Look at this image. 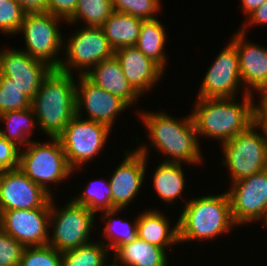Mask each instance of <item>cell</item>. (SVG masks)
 Listing matches in <instances>:
<instances>
[{"instance_id": "b9f144b4", "label": "cell", "mask_w": 267, "mask_h": 266, "mask_svg": "<svg viewBox=\"0 0 267 266\" xmlns=\"http://www.w3.org/2000/svg\"><path fill=\"white\" fill-rule=\"evenodd\" d=\"M260 220L263 221V223H264L263 225H265V227H267V206H266L265 212H264V214Z\"/></svg>"}, {"instance_id": "ba28073f", "label": "cell", "mask_w": 267, "mask_h": 266, "mask_svg": "<svg viewBox=\"0 0 267 266\" xmlns=\"http://www.w3.org/2000/svg\"><path fill=\"white\" fill-rule=\"evenodd\" d=\"M221 147L231 183L267 169V139L254 124Z\"/></svg>"}, {"instance_id": "3957f363", "label": "cell", "mask_w": 267, "mask_h": 266, "mask_svg": "<svg viewBox=\"0 0 267 266\" xmlns=\"http://www.w3.org/2000/svg\"><path fill=\"white\" fill-rule=\"evenodd\" d=\"M52 69L31 100L38 129L48 138H57L76 115V78Z\"/></svg>"}, {"instance_id": "e0dca14e", "label": "cell", "mask_w": 267, "mask_h": 266, "mask_svg": "<svg viewBox=\"0 0 267 266\" xmlns=\"http://www.w3.org/2000/svg\"><path fill=\"white\" fill-rule=\"evenodd\" d=\"M124 160L116 167L110 177L111 204L113 209L127 208L140 192L146 177L148 159L136 148L124 152Z\"/></svg>"}, {"instance_id": "d4e9b609", "label": "cell", "mask_w": 267, "mask_h": 266, "mask_svg": "<svg viewBox=\"0 0 267 266\" xmlns=\"http://www.w3.org/2000/svg\"><path fill=\"white\" fill-rule=\"evenodd\" d=\"M0 122L6 124L5 130L0 129V135L19 149L22 144L26 147L32 141L30 136L38 126L32 107L4 112L0 114Z\"/></svg>"}, {"instance_id": "7bdbcfd3", "label": "cell", "mask_w": 267, "mask_h": 266, "mask_svg": "<svg viewBox=\"0 0 267 266\" xmlns=\"http://www.w3.org/2000/svg\"><path fill=\"white\" fill-rule=\"evenodd\" d=\"M106 266H118V265L112 261V263H108Z\"/></svg>"}, {"instance_id": "ac0fdd59", "label": "cell", "mask_w": 267, "mask_h": 266, "mask_svg": "<svg viewBox=\"0 0 267 266\" xmlns=\"http://www.w3.org/2000/svg\"><path fill=\"white\" fill-rule=\"evenodd\" d=\"M245 37L246 34L239 30L230 41L237 50L242 86L252 94L259 88L267 87V48L251 41L249 43Z\"/></svg>"}, {"instance_id": "603a6c76", "label": "cell", "mask_w": 267, "mask_h": 266, "mask_svg": "<svg viewBox=\"0 0 267 266\" xmlns=\"http://www.w3.org/2000/svg\"><path fill=\"white\" fill-rule=\"evenodd\" d=\"M142 19L127 13L113 12L101 26L113 50L134 46L140 33Z\"/></svg>"}, {"instance_id": "30bf717a", "label": "cell", "mask_w": 267, "mask_h": 266, "mask_svg": "<svg viewBox=\"0 0 267 266\" xmlns=\"http://www.w3.org/2000/svg\"><path fill=\"white\" fill-rule=\"evenodd\" d=\"M80 28L69 39L65 37L63 49L66 53H63L65 58L61 60L59 70L72 74L75 68L77 75H85L102 60L112 57L114 50L101 27Z\"/></svg>"}, {"instance_id": "9c48e42d", "label": "cell", "mask_w": 267, "mask_h": 266, "mask_svg": "<svg viewBox=\"0 0 267 266\" xmlns=\"http://www.w3.org/2000/svg\"><path fill=\"white\" fill-rule=\"evenodd\" d=\"M111 128L106 124L75 115L57 137L64 149L69 167L81 171L87 162L104 149ZM82 167V168H81Z\"/></svg>"}, {"instance_id": "7402d4cb", "label": "cell", "mask_w": 267, "mask_h": 266, "mask_svg": "<svg viewBox=\"0 0 267 266\" xmlns=\"http://www.w3.org/2000/svg\"><path fill=\"white\" fill-rule=\"evenodd\" d=\"M167 254L164 248L136 238L112 256L118 266H168Z\"/></svg>"}, {"instance_id": "d6a6232c", "label": "cell", "mask_w": 267, "mask_h": 266, "mask_svg": "<svg viewBox=\"0 0 267 266\" xmlns=\"http://www.w3.org/2000/svg\"><path fill=\"white\" fill-rule=\"evenodd\" d=\"M160 0H112L115 12L127 13L142 20H152L160 12Z\"/></svg>"}, {"instance_id": "f546056e", "label": "cell", "mask_w": 267, "mask_h": 266, "mask_svg": "<svg viewBox=\"0 0 267 266\" xmlns=\"http://www.w3.org/2000/svg\"><path fill=\"white\" fill-rule=\"evenodd\" d=\"M74 199L76 204L83 205L96 213L112 210L111 189L109 180L100 178L92 180Z\"/></svg>"}, {"instance_id": "60d3db41", "label": "cell", "mask_w": 267, "mask_h": 266, "mask_svg": "<svg viewBox=\"0 0 267 266\" xmlns=\"http://www.w3.org/2000/svg\"><path fill=\"white\" fill-rule=\"evenodd\" d=\"M241 8L246 17L260 7L266 0H240Z\"/></svg>"}, {"instance_id": "5bb4252c", "label": "cell", "mask_w": 267, "mask_h": 266, "mask_svg": "<svg viewBox=\"0 0 267 266\" xmlns=\"http://www.w3.org/2000/svg\"><path fill=\"white\" fill-rule=\"evenodd\" d=\"M50 209L7 210L0 213V228L24 247L48 244Z\"/></svg>"}, {"instance_id": "d590c367", "label": "cell", "mask_w": 267, "mask_h": 266, "mask_svg": "<svg viewBox=\"0 0 267 266\" xmlns=\"http://www.w3.org/2000/svg\"><path fill=\"white\" fill-rule=\"evenodd\" d=\"M20 149L0 135V172L19 166Z\"/></svg>"}, {"instance_id": "ab89813d", "label": "cell", "mask_w": 267, "mask_h": 266, "mask_svg": "<svg viewBox=\"0 0 267 266\" xmlns=\"http://www.w3.org/2000/svg\"><path fill=\"white\" fill-rule=\"evenodd\" d=\"M25 13H48V0H15Z\"/></svg>"}, {"instance_id": "836d02e7", "label": "cell", "mask_w": 267, "mask_h": 266, "mask_svg": "<svg viewBox=\"0 0 267 266\" xmlns=\"http://www.w3.org/2000/svg\"><path fill=\"white\" fill-rule=\"evenodd\" d=\"M25 12L15 0L0 1V33L17 35Z\"/></svg>"}, {"instance_id": "74e56055", "label": "cell", "mask_w": 267, "mask_h": 266, "mask_svg": "<svg viewBox=\"0 0 267 266\" xmlns=\"http://www.w3.org/2000/svg\"><path fill=\"white\" fill-rule=\"evenodd\" d=\"M78 0H48V13L68 20L75 12Z\"/></svg>"}, {"instance_id": "f1b7e54d", "label": "cell", "mask_w": 267, "mask_h": 266, "mask_svg": "<svg viewBox=\"0 0 267 266\" xmlns=\"http://www.w3.org/2000/svg\"><path fill=\"white\" fill-rule=\"evenodd\" d=\"M113 12L112 0H78L74 14L65 24L84 21L86 27H101Z\"/></svg>"}, {"instance_id": "4fadbf2b", "label": "cell", "mask_w": 267, "mask_h": 266, "mask_svg": "<svg viewBox=\"0 0 267 266\" xmlns=\"http://www.w3.org/2000/svg\"><path fill=\"white\" fill-rule=\"evenodd\" d=\"M51 197L19 168L0 172V213L7 210L51 208Z\"/></svg>"}, {"instance_id": "4316f807", "label": "cell", "mask_w": 267, "mask_h": 266, "mask_svg": "<svg viewBox=\"0 0 267 266\" xmlns=\"http://www.w3.org/2000/svg\"><path fill=\"white\" fill-rule=\"evenodd\" d=\"M121 209L103 210L101 216L103 223L105 224L102 237L104 239L101 242L110 250L113 254L122 246L127 243H131L137 235V218L134 220V224L127 219H122L118 216ZM107 219V220H106ZM106 240V241H105ZM109 241V242H108ZM107 242V243H105Z\"/></svg>"}, {"instance_id": "cb8c5ba5", "label": "cell", "mask_w": 267, "mask_h": 266, "mask_svg": "<svg viewBox=\"0 0 267 266\" xmlns=\"http://www.w3.org/2000/svg\"><path fill=\"white\" fill-rule=\"evenodd\" d=\"M153 186L162 202L174 204L182 197L185 188V175L182 163L162 161L153 172Z\"/></svg>"}, {"instance_id": "8992f818", "label": "cell", "mask_w": 267, "mask_h": 266, "mask_svg": "<svg viewBox=\"0 0 267 266\" xmlns=\"http://www.w3.org/2000/svg\"><path fill=\"white\" fill-rule=\"evenodd\" d=\"M62 21L66 22L50 13H25L18 31L19 35L23 33L24 36L26 47L22 50L51 68L59 69L62 58L58 55L63 50L64 43V37L59 30Z\"/></svg>"}, {"instance_id": "ffe728a7", "label": "cell", "mask_w": 267, "mask_h": 266, "mask_svg": "<svg viewBox=\"0 0 267 266\" xmlns=\"http://www.w3.org/2000/svg\"><path fill=\"white\" fill-rule=\"evenodd\" d=\"M85 76L96 86L124 100L130 107L140 97L126 79L115 55L96 64Z\"/></svg>"}, {"instance_id": "44dd1931", "label": "cell", "mask_w": 267, "mask_h": 266, "mask_svg": "<svg viewBox=\"0 0 267 266\" xmlns=\"http://www.w3.org/2000/svg\"><path fill=\"white\" fill-rule=\"evenodd\" d=\"M163 214L166 213L157 209H149L138 214L137 235L138 238L167 251V248L179 245V229L178 220L171 228L170 220Z\"/></svg>"}, {"instance_id": "4dcf8cb0", "label": "cell", "mask_w": 267, "mask_h": 266, "mask_svg": "<svg viewBox=\"0 0 267 266\" xmlns=\"http://www.w3.org/2000/svg\"><path fill=\"white\" fill-rule=\"evenodd\" d=\"M31 107V99L9 77L0 75V114Z\"/></svg>"}, {"instance_id": "5b68a950", "label": "cell", "mask_w": 267, "mask_h": 266, "mask_svg": "<svg viewBox=\"0 0 267 266\" xmlns=\"http://www.w3.org/2000/svg\"><path fill=\"white\" fill-rule=\"evenodd\" d=\"M49 140L44 143L32 140L22 148L19 151L18 168L31 181L53 196L48 184L66 181L74 172L67 163L60 140L58 138Z\"/></svg>"}, {"instance_id": "d6986e66", "label": "cell", "mask_w": 267, "mask_h": 266, "mask_svg": "<svg viewBox=\"0 0 267 266\" xmlns=\"http://www.w3.org/2000/svg\"><path fill=\"white\" fill-rule=\"evenodd\" d=\"M114 55L129 84L140 96L160 82L165 73V70L135 46L119 48L114 51Z\"/></svg>"}, {"instance_id": "f35d334b", "label": "cell", "mask_w": 267, "mask_h": 266, "mask_svg": "<svg viewBox=\"0 0 267 266\" xmlns=\"http://www.w3.org/2000/svg\"><path fill=\"white\" fill-rule=\"evenodd\" d=\"M247 21L242 24L238 30H240L243 33L248 32V26L250 25H265L267 24V0L257 9H255L251 14L247 16Z\"/></svg>"}, {"instance_id": "e575fe53", "label": "cell", "mask_w": 267, "mask_h": 266, "mask_svg": "<svg viewBox=\"0 0 267 266\" xmlns=\"http://www.w3.org/2000/svg\"><path fill=\"white\" fill-rule=\"evenodd\" d=\"M24 246L0 228V266H19Z\"/></svg>"}, {"instance_id": "6da1fadb", "label": "cell", "mask_w": 267, "mask_h": 266, "mask_svg": "<svg viewBox=\"0 0 267 266\" xmlns=\"http://www.w3.org/2000/svg\"><path fill=\"white\" fill-rule=\"evenodd\" d=\"M140 120L148 130L149 148L144 144L136 148L140 153L149 157L150 147L163 153L162 161L172 163L187 162L188 165L200 164L203 161L200 141L191 114L175 119L170 114L153 111H139ZM202 155V156H201Z\"/></svg>"}, {"instance_id": "277c9868", "label": "cell", "mask_w": 267, "mask_h": 266, "mask_svg": "<svg viewBox=\"0 0 267 266\" xmlns=\"http://www.w3.org/2000/svg\"><path fill=\"white\" fill-rule=\"evenodd\" d=\"M178 218L179 244L218 238L237 227L227 191L186 201Z\"/></svg>"}, {"instance_id": "484cf974", "label": "cell", "mask_w": 267, "mask_h": 266, "mask_svg": "<svg viewBox=\"0 0 267 266\" xmlns=\"http://www.w3.org/2000/svg\"><path fill=\"white\" fill-rule=\"evenodd\" d=\"M163 23L158 18L143 20L140 33L135 43L145 56L151 58L163 70L167 66V54L165 53L166 33Z\"/></svg>"}, {"instance_id": "8fae6325", "label": "cell", "mask_w": 267, "mask_h": 266, "mask_svg": "<svg viewBox=\"0 0 267 266\" xmlns=\"http://www.w3.org/2000/svg\"><path fill=\"white\" fill-rule=\"evenodd\" d=\"M203 78L196 98H235L240 87L244 89V95L249 94L241 86L238 54L230 40L228 45L219 52Z\"/></svg>"}, {"instance_id": "83f0119b", "label": "cell", "mask_w": 267, "mask_h": 266, "mask_svg": "<svg viewBox=\"0 0 267 266\" xmlns=\"http://www.w3.org/2000/svg\"><path fill=\"white\" fill-rule=\"evenodd\" d=\"M109 249L101 241L61 252L62 266H106Z\"/></svg>"}, {"instance_id": "2e32d148", "label": "cell", "mask_w": 267, "mask_h": 266, "mask_svg": "<svg viewBox=\"0 0 267 266\" xmlns=\"http://www.w3.org/2000/svg\"><path fill=\"white\" fill-rule=\"evenodd\" d=\"M13 48L0 50V75L9 77L32 100L53 68L32 58L21 48Z\"/></svg>"}, {"instance_id": "52a82bcc", "label": "cell", "mask_w": 267, "mask_h": 266, "mask_svg": "<svg viewBox=\"0 0 267 266\" xmlns=\"http://www.w3.org/2000/svg\"><path fill=\"white\" fill-rule=\"evenodd\" d=\"M54 201L52 196L50 228L53 231L48 245L59 252H64L90 243L96 213L83 205L76 204L72 199L60 209L58 206L56 208Z\"/></svg>"}, {"instance_id": "1f68e13d", "label": "cell", "mask_w": 267, "mask_h": 266, "mask_svg": "<svg viewBox=\"0 0 267 266\" xmlns=\"http://www.w3.org/2000/svg\"><path fill=\"white\" fill-rule=\"evenodd\" d=\"M19 266H62L61 252L48 244L24 247Z\"/></svg>"}, {"instance_id": "7a4b0ae2", "label": "cell", "mask_w": 267, "mask_h": 266, "mask_svg": "<svg viewBox=\"0 0 267 266\" xmlns=\"http://www.w3.org/2000/svg\"><path fill=\"white\" fill-rule=\"evenodd\" d=\"M236 98H197L191 117L200 138H214L220 145L246 131L253 124L254 94H243L242 102Z\"/></svg>"}, {"instance_id": "7c38bea8", "label": "cell", "mask_w": 267, "mask_h": 266, "mask_svg": "<svg viewBox=\"0 0 267 266\" xmlns=\"http://www.w3.org/2000/svg\"><path fill=\"white\" fill-rule=\"evenodd\" d=\"M230 186L226 191L237 227L259 222L267 206V169L235 181Z\"/></svg>"}, {"instance_id": "9a60e30c", "label": "cell", "mask_w": 267, "mask_h": 266, "mask_svg": "<svg viewBox=\"0 0 267 266\" xmlns=\"http://www.w3.org/2000/svg\"><path fill=\"white\" fill-rule=\"evenodd\" d=\"M76 81V115L87 120L106 124L111 129L121 112L130 106L118 96H115L92 83L85 75H78ZM83 110V111H82Z\"/></svg>"}, {"instance_id": "8d00e7d4", "label": "cell", "mask_w": 267, "mask_h": 266, "mask_svg": "<svg viewBox=\"0 0 267 266\" xmlns=\"http://www.w3.org/2000/svg\"><path fill=\"white\" fill-rule=\"evenodd\" d=\"M261 94L260 103H253V124L261 130L267 139V87L255 90Z\"/></svg>"}]
</instances>
